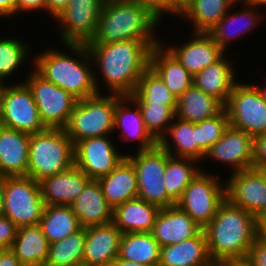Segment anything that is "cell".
<instances>
[{
	"instance_id": "34",
	"label": "cell",
	"mask_w": 266,
	"mask_h": 266,
	"mask_svg": "<svg viewBox=\"0 0 266 266\" xmlns=\"http://www.w3.org/2000/svg\"><path fill=\"white\" fill-rule=\"evenodd\" d=\"M158 144L173 157L198 161L197 123L175 117Z\"/></svg>"
},
{
	"instance_id": "18",
	"label": "cell",
	"mask_w": 266,
	"mask_h": 266,
	"mask_svg": "<svg viewBox=\"0 0 266 266\" xmlns=\"http://www.w3.org/2000/svg\"><path fill=\"white\" fill-rule=\"evenodd\" d=\"M189 40L174 43L161 40V43L177 58V60L194 77L210 64L218 61L226 52L217 45L208 33L188 32Z\"/></svg>"
},
{
	"instance_id": "12",
	"label": "cell",
	"mask_w": 266,
	"mask_h": 266,
	"mask_svg": "<svg viewBox=\"0 0 266 266\" xmlns=\"http://www.w3.org/2000/svg\"><path fill=\"white\" fill-rule=\"evenodd\" d=\"M28 72L30 73L25 72L23 82L31 90L44 126L63 129L78 100L64 89L45 80L33 68H29Z\"/></svg>"
},
{
	"instance_id": "11",
	"label": "cell",
	"mask_w": 266,
	"mask_h": 266,
	"mask_svg": "<svg viewBox=\"0 0 266 266\" xmlns=\"http://www.w3.org/2000/svg\"><path fill=\"white\" fill-rule=\"evenodd\" d=\"M243 81L240 79L233 87L224 106L229 125L252 137L266 134V98L254 83Z\"/></svg>"
},
{
	"instance_id": "23",
	"label": "cell",
	"mask_w": 266,
	"mask_h": 266,
	"mask_svg": "<svg viewBox=\"0 0 266 266\" xmlns=\"http://www.w3.org/2000/svg\"><path fill=\"white\" fill-rule=\"evenodd\" d=\"M202 228L177 205L161 208L151 231L161 247L196 236Z\"/></svg>"
},
{
	"instance_id": "20",
	"label": "cell",
	"mask_w": 266,
	"mask_h": 266,
	"mask_svg": "<svg viewBox=\"0 0 266 266\" xmlns=\"http://www.w3.org/2000/svg\"><path fill=\"white\" fill-rule=\"evenodd\" d=\"M121 237L112 221L85 228L83 266H110L119 254Z\"/></svg>"
},
{
	"instance_id": "50",
	"label": "cell",
	"mask_w": 266,
	"mask_h": 266,
	"mask_svg": "<svg viewBox=\"0 0 266 266\" xmlns=\"http://www.w3.org/2000/svg\"><path fill=\"white\" fill-rule=\"evenodd\" d=\"M213 266H251L246 258L240 259H222L213 262Z\"/></svg>"
},
{
	"instance_id": "36",
	"label": "cell",
	"mask_w": 266,
	"mask_h": 266,
	"mask_svg": "<svg viewBox=\"0 0 266 266\" xmlns=\"http://www.w3.org/2000/svg\"><path fill=\"white\" fill-rule=\"evenodd\" d=\"M200 171L201 163L197 160L173 157L166 152V167L163 181L168 196L177 203L181 199L185 188Z\"/></svg>"
},
{
	"instance_id": "10",
	"label": "cell",
	"mask_w": 266,
	"mask_h": 266,
	"mask_svg": "<svg viewBox=\"0 0 266 266\" xmlns=\"http://www.w3.org/2000/svg\"><path fill=\"white\" fill-rule=\"evenodd\" d=\"M126 157L136 170L139 198L160 209L176 205L168 196L163 181L166 151L159 144L148 150L135 151L134 154L127 153Z\"/></svg>"
},
{
	"instance_id": "28",
	"label": "cell",
	"mask_w": 266,
	"mask_h": 266,
	"mask_svg": "<svg viewBox=\"0 0 266 266\" xmlns=\"http://www.w3.org/2000/svg\"><path fill=\"white\" fill-rule=\"evenodd\" d=\"M150 67L176 98L193 86V76L162 43L152 47Z\"/></svg>"
},
{
	"instance_id": "31",
	"label": "cell",
	"mask_w": 266,
	"mask_h": 266,
	"mask_svg": "<svg viewBox=\"0 0 266 266\" xmlns=\"http://www.w3.org/2000/svg\"><path fill=\"white\" fill-rule=\"evenodd\" d=\"M23 266H44L47 261L49 242L40 225L18 228L10 248Z\"/></svg>"
},
{
	"instance_id": "40",
	"label": "cell",
	"mask_w": 266,
	"mask_h": 266,
	"mask_svg": "<svg viewBox=\"0 0 266 266\" xmlns=\"http://www.w3.org/2000/svg\"><path fill=\"white\" fill-rule=\"evenodd\" d=\"M136 104L140 109L147 131L159 142L175 118L176 106L153 104L152 102Z\"/></svg>"
},
{
	"instance_id": "16",
	"label": "cell",
	"mask_w": 266,
	"mask_h": 266,
	"mask_svg": "<svg viewBox=\"0 0 266 266\" xmlns=\"http://www.w3.org/2000/svg\"><path fill=\"white\" fill-rule=\"evenodd\" d=\"M213 160L231 173L253 168V137L229 125L222 137L206 152L203 162Z\"/></svg>"
},
{
	"instance_id": "15",
	"label": "cell",
	"mask_w": 266,
	"mask_h": 266,
	"mask_svg": "<svg viewBox=\"0 0 266 266\" xmlns=\"http://www.w3.org/2000/svg\"><path fill=\"white\" fill-rule=\"evenodd\" d=\"M225 180L226 199L256 218L266 214V179L259 169L230 173Z\"/></svg>"
},
{
	"instance_id": "52",
	"label": "cell",
	"mask_w": 266,
	"mask_h": 266,
	"mask_svg": "<svg viewBox=\"0 0 266 266\" xmlns=\"http://www.w3.org/2000/svg\"><path fill=\"white\" fill-rule=\"evenodd\" d=\"M110 266H156V265H147V264L136 263V262L134 263L132 261H128V260H125V259L120 258L119 256H117L112 261Z\"/></svg>"
},
{
	"instance_id": "4",
	"label": "cell",
	"mask_w": 266,
	"mask_h": 266,
	"mask_svg": "<svg viewBox=\"0 0 266 266\" xmlns=\"http://www.w3.org/2000/svg\"><path fill=\"white\" fill-rule=\"evenodd\" d=\"M213 262L246 258L257 234V218L225 199L204 228Z\"/></svg>"
},
{
	"instance_id": "41",
	"label": "cell",
	"mask_w": 266,
	"mask_h": 266,
	"mask_svg": "<svg viewBox=\"0 0 266 266\" xmlns=\"http://www.w3.org/2000/svg\"><path fill=\"white\" fill-rule=\"evenodd\" d=\"M228 126L225 108L218 115L197 123L198 162L201 165L206 152L222 137Z\"/></svg>"
},
{
	"instance_id": "44",
	"label": "cell",
	"mask_w": 266,
	"mask_h": 266,
	"mask_svg": "<svg viewBox=\"0 0 266 266\" xmlns=\"http://www.w3.org/2000/svg\"><path fill=\"white\" fill-rule=\"evenodd\" d=\"M266 166V134L253 137V168Z\"/></svg>"
},
{
	"instance_id": "56",
	"label": "cell",
	"mask_w": 266,
	"mask_h": 266,
	"mask_svg": "<svg viewBox=\"0 0 266 266\" xmlns=\"http://www.w3.org/2000/svg\"><path fill=\"white\" fill-rule=\"evenodd\" d=\"M259 170L263 173V175H264V177H265V179H266V166L260 168Z\"/></svg>"
},
{
	"instance_id": "19",
	"label": "cell",
	"mask_w": 266,
	"mask_h": 266,
	"mask_svg": "<svg viewBox=\"0 0 266 266\" xmlns=\"http://www.w3.org/2000/svg\"><path fill=\"white\" fill-rule=\"evenodd\" d=\"M115 133L120 142L136 143V151L148 150L158 144L147 131L138 105L129 96L116 94L113 134Z\"/></svg>"
},
{
	"instance_id": "14",
	"label": "cell",
	"mask_w": 266,
	"mask_h": 266,
	"mask_svg": "<svg viewBox=\"0 0 266 266\" xmlns=\"http://www.w3.org/2000/svg\"><path fill=\"white\" fill-rule=\"evenodd\" d=\"M113 136L82 139L75 144V165L89 179L97 180L109 174L126 157V153H123L120 150L121 147L117 146V140L111 138Z\"/></svg>"
},
{
	"instance_id": "38",
	"label": "cell",
	"mask_w": 266,
	"mask_h": 266,
	"mask_svg": "<svg viewBox=\"0 0 266 266\" xmlns=\"http://www.w3.org/2000/svg\"><path fill=\"white\" fill-rule=\"evenodd\" d=\"M85 228L67 238L49 244L44 266H83Z\"/></svg>"
},
{
	"instance_id": "17",
	"label": "cell",
	"mask_w": 266,
	"mask_h": 266,
	"mask_svg": "<svg viewBox=\"0 0 266 266\" xmlns=\"http://www.w3.org/2000/svg\"><path fill=\"white\" fill-rule=\"evenodd\" d=\"M235 4L241 5L243 8L233 10V7L236 8ZM260 10L262 11L263 9L257 8L244 0H237L229 12L207 33L227 53L231 46L230 44L236 43L235 40L246 38L247 33V35L254 33L255 28L257 27L256 29H258V25H262L261 22H263L262 20L266 13Z\"/></svg>"
},
{
	"instance_id": "35",
	"label": "cell",
	"mask_w": 266,
	"mask_h": 266,
	"mask_svg": "<svg viewBox=\"0 0 266 266\" xmlns=\"http://www.w3.org/2000/svg\"><path fill=\"white\" fill-rule=\"evenodd\" d=\"M39 225L49 244L63 240L82 227L70 206L45 205Z\"/></svg>"
},
{
	"instance_id": "6",
	"label": "cell",
	"mask_w": 266,
	"mask_h": 266,
	"mask_svg": "<svg viewBox=\"0 0 266 266\" xmlns=\"http://www.w3.org/2000/svg\"><path fill=\"white\" fill-rule=\"evenodd\" d=\"M115 109L116 94L98 93L78 100L63 130L74 145L82 139L113 135Z\"/></svg>"
},
{
	"instance_id": "13",
	"label": "cell",
	"mask_w": 266,
	"mask_h": 266,
	"mask_svg": "<svg viewBox=\"0 0 266 266\" xmlns=\"http://www.w3.org/2000/svg\"><path fill=\"white\" fill-rule=\"evenodd\" d=\"M103 3L104 0H70L54 19L59 44L90 42L96 33Z\"/></svg>"
},
{
	"instance_id": "5",
	"label": "cell",
	"mask_w": 266,
	"mask_h": 266,
	"mask_svg": "<svg viewBox=\"0 0 266 266\" xmlns=\"http://www.w3.org/2000/svg\"><path fill=\"white\" fill-rule=\"evenodd\" d=\"M75 165V145L63 129L30 134L27 177L40 181Z\"/></svg>"
},
{
	"instance_id": "37",
	"label": "cell",
	"mask_w": 266,
	"mask_h": 266,
	"mask_svg": "<svg viewBox=\"0 0 266 266\" xmlns=\"http://www.w3.org/2000/svg\"><path fill=\"white\" fill-rule=\"evenodd\" d=\"M160 249L151 232L122 233L118 256L134 263L158 266Z\"/></svg>"
},
{
	"instance_id": "42",
	"label": "cell",
	"mask_w": 266,
	"mask_h": 266,
	"mask_svg": "<svg viewBox=\"0 0 266 266\" xmlns=\"http://www.w3.org/2000/svg\"><path fill=\"white\" fill-rule=\"evenodd\" d=\"M137 2L141 6L147 8L158 20L162 21L165 16L179 17L182 6L176 0H130ZM168 13V14H167ZM167 14V15H166ZM174 15V16H173Z\"/></svg>"
},
{
	"instance_id": "55",
	"label": "cell",
	"mask_w": 266,
	"mask_h": 266,
	"mask_svg": "<svg viewBox=\"0 0 266 266\" xmlns=\"http://www.w3.org/2000/svg\"><path fill=\"white\" fill-rule=\"evenodd\" d=\"M266 77H265V79H263V82L262 83H259V82H257L256 83V81L254 82L255 84H254V86L259 90V92L261 93V94H263V96L266 98ZM265 81V82H264ZM263 83H265V85L263 84ZM261 84H263V85H261Z\"/></svg>"
},
{
	"instance_id": "49",
	"label": "cell",
	"mask_w": 266,
	"mask_h": 266,
	"mask_svg": "<svg viewBox=\"0 0 266 266\" xmlns=\"http://www.w3.org/2000/svg\"><path fill=\"white\" fill-rule=\"evenodd\" d=\"M0 266H23L15 253L9 248L0 251Z\"/></svg>"
},
{
	"instance_id": "32",
	"label": "cell",
	"mask_w": 266,
	"mask_h": 266,
	"mask_svg": "<svg viewBox=\"0 0 266 266\" xmlns=\"http://www.w3.org/2000/svg\"><path fill=\"white\" fill-rule=\"evenodd\" d=\"M223 109L224 105L220 101L193 85L177 98L175 117L198 123L218 115Z\"/></svg>"
},
{
	"instance_id": "1",
	"label": "cell",
	"mask_w": 266,
	"mask_h": 266,
	"mask_svg": "<svg viewBox=\"0 0 266 266\" xmlns=\"http://www.w3.org/2000/svg\"><path fill=\"white\" fill-rule=\"evenodd\" d=\"M159 43L161 41L127 40L86 44L93 68L99 70L97 72L94 69V81L98 93L108 91V94L131 95L143 73L150 67L152 47ZM101 84L105 87H101Z\"/></svg>"
},
{
	"instance_id": "48",
	"label": "cell",
	"mask_w": 266,
	"mask_h": 266,
	"mask_svg": "<svg viewBox=\"0 0 266 266\" xmlns=\"http://www.w3.org/2000/svg\"><path fill=\"white\" fill-rule=\"evenodd\" d=\"M70 0H46L47 14L55 19L69 4Z\"/></svg>"
},
{
	"instance_id": "54",
	"label": "cell",
	"mask_w": 266,
	"mask_h": 266,
	"mask_svg": "<svg viewBox=\"0 0 266 266\" xmlns=\"http://www.w3.org/2000/svg\"><path fill=\"white\" fill-rule=\"evenodd\" d=\"M245 2L254 5L257 8H262L266 12V0H244ZM263 6V7H262ZM265 6V7H264Z\"/></svg>"
},
{
	"instance_id": "33",
	"label": "cell",
	"mask_w": 266,
	"mask_h": 266,
	"mask_svg": "<svg viewBox=\"0 0 266 266\" xmlns=\"http://www.w3.org/2000/svg\"><path fill=\"white\" fill-rule=\"evenodd\" d=\"M9 36L10 37L7 35L3 37L0 36V85L13 82L15 76L17 75L18 77L20 74L18 71L25 72L24 70L22 71V67L26 70L33 66V62L31 63V61H33L32 53L34 52L31 51L33 48L30 46V42L28 41L26 43V39H24V41L22 39L20 40V38L18 39V37L16 38V36ZM28 58L29 60L31 59L28 61L29 63L26 62ZM24 64H27L28 67H26V65L23 66ZM10 78H13V80H10Z\"/></svg>"
},
{
	"instance_id": "9",
	"label": "cell",
	"mask_w": 266,
	"mask_h": 266,
	"mask_svg": "<svg viewBox=\"0 0 266 266\" xmlns=\"http://www.w3.org/2000/svg\"><path fill=\"white\" fill-rule=\"evenodd\" d=\"M44 207L37 181L27 176L4 177L3 215L18 228L38 225Z\"/></svg>"
},
{
	"instance_id": "7",
	"label": "cell",
	"mask_w": 266,
	"mask_h": 266,
	"mask_svg": "<svg viewBox=\"0 0 266 266\" xmlns=\"http://www.w3.org/2000/svg\"><path fill=\"white\" fill-rule=\"evenodd\" d=\"M219 174L201 168L176 203L202 229L211 222L220 204L226 199L225 180Z\"/></svg>"
},
{
	"instance_id": "2",
	"label": "cell",
	"mask_w": 266,
	"mask_h": 266,
	"mask_svg": "<svg viewBox=\"0 0 266 266\" xmlns=\"http://www.w3.org/2000/svg\"><path fill=\"white\" fill-rule=\"evenodd\" d=\"M66 51L46 47L33 55L32 68L45 80L70 93L77 100L98 94L94 68L86 44H60ZM70 51V53H69Z\"/></svg>"
},
{
	"instance_id": "8",
	"label": "cell",
	"mask_w": 266,
	"mask_h": 266,
	"mask_svg": "<svg viewBox=\"0 0 266 266\" xmlns=\"http://www.w3.org/2000/svg\"><path fill=\"white\" fill-rule=\"evenodd\" d=\"M16 80L0 85L1 125L27 134L43 132L47 128L40 119L31 90L22 78Z\"/></svg>"
},
{
	"instance_id": "43",
	"label": "cell",
	"mask_w": 266,
	"mask_h": 266,
	"mask_svg": "<svg viewBox=\"0 0 266 266\" xmlns=\"http://www.w3.org/2000/svg\"><path fill=\"white\" fill-rule=\"evenodd\" d=\"M18 227L6 216H0V251L9 249L17 235Z\"/></svg>"
},
{
	"instance_id": "46",
	"label": "cell",
	"mask_w": 266,
	"mask_h": 266,
	"mask_svg": "<svg viewBox=\"0 0 266 266\" xmlns=\"http://www.w3.org/2000/svg\"><path fill=\"white\" fill-rule=\"evenodd\" d=\"M44 10V11H43ZM42 11L46 12L47 14V6H46V0H17L16 4V16L19 17V14L23 16V13L34 14L36 12V15L39 14V12ZM30 12V13H29Z\"/></svg>"
},
{
	"instance_id": "26",
	"label": "cell",
	"mask_w": 266,
	"mask_h": 266,
	"mask_svg": "<svg viewBox=\"0 0 266 266\" xmlns=\"http://www.w3.org/2000/svg\"><path fill=\"white\" fill-rule=\"evenodd\" d=\"M70 207L83 228L109 223L113 219V208L105 200L98 180L91 179Z\"/></svg>"
},
{
	"instance_id": "39",
	"label": "cell",
	"mask_w": 266,
	"mask_h": 266,
	"mask_svg": "<svg viewBox=\"0 0 266 266\" xmlns=\"http://www.w3.org/2000/svg\"><path fill=\"white\" fill-rule=\"evenodd\" d=\"M129 97L135 103L164 104L176 106L177 98L166 87L159 75L149 67L139 79L138 85Z\"/></svg>"
},
{
	"instance_id": "53",
	"label": "cell",
	"mask_w": 266,
	"mask_h": 266,
	"mask_svg": "<svg viewBox=\"0 0 266 266\" xmlns=\"http://www.w3.org/2000/svg\"><path fill=\"white\" fill-rule=\"evenodd\" d=\"M4 208V177H0V216L3 215Z\"/></svg>"
},
{
	"instance_id": "29",
	"label": "cell",
	"mask_w": 266,
	"mask_h": 266,
	"mask_svg": "<svg viewBox=\"0 0 266 266\" xmlns=\"http://www.w3.org/2000/svg\"><path fill=\"white\" fill-rule=\"evenodd\" d=\"M159 210L137 197L115 207L112 222L122 233L151 232Z\"/></svg>"
},
{
	"instance_id": "22",
	"label": "cell",
	"mask_w": 266,
	"mask_h": 266,
	"mask_svg": "<svg viewBox=\"0 0 266 266\" xmlns=\"http://www.w3.org/2000/svg\"><path fill=\"white\" fill-rule=\"evenodd\" d=\"M231 60L232 57L225 53L218 61L208 65L193 77V85L196 88L214 97L224 106L233 87L239 82V79L236 78L238 74L235 72L236 68L234 69L235 64H233L235 60Z\"/></svg>"
},
{
	"instance_id": "45",
	"label": "cell",
	"mask_w": 266,
	"mask_h": 266,
	"mask_svg": "<svg viewBox=\"0 0 266 266\" xmlns=\"http://www.w3.org/2000/svg\"><path fill=\"white\" fill-rule=\"evenodd\" d=\"M246 259L251 266H266V244L256 238L248 250Z\"/></svg>"
},
{
	"instance_id": "25",
	"label": "cell",
	"mask_w": 266,
	"mask_h": 266,
	"mask_svg": "<svg viewBox=\"0 0 266 266\" xmlns=\"http://www.w3.org/2000/svg\"><path fill=\"white\" fill-rule=\"evenodd\" d=\"M158 266H213L204 229L181 243L161 247Z\"/></svg>"
},
{
	"instance_id": "21",
	"label": "cell",
	"mask_w": 266,
	"mask_h": 266,
	"mask_svg": "<svg viewBox=\"0 0 266 266\" xmlns=\"http://www.w3.org/2000/svg\"><path fill=\"white\" fill-rule=\"evenodd\" d=\"M76 165L38 181L45 205L71 206L90 181Z\"/></svg>"
},
{
	"instance_id": "47",
	"label": "cell",
	"mask_w": 266,
	"mask_h": 266,
	"mask_svg": "<svg viewBox=\"0 0 266 266\" xmlns=\"http://www.w3.org/2000/svg\"><path fill=\"white\" fill-rule=\"evenodd\" d=\"M16 4L17 0H0V19L2 18L1 20H6V22L7 19H15Z\"/></svg>"
},
{
	"instance_id": "27",
	"label": "cell",
	"mask_w": 266,
	"mask_h": 266,
	"mask_svg": "<svg viewBox=\"0 0 266 266\" xmlns=\"http://www.w3.org/2000/svg\"><path fill=\"white\" fill-rule=\"evenodd\" d=\"M97 180L101 185L105 200L113 209L138 197L136 170L127 157L123 158L109 174Z\"/></svg>"
},
{
	"instance_id": "3",
	"label": "cell",
	"mask_w": 266,
	"mask_h": 266,
	"mask_svg": "<svg viewBox=\"0 0 266 266\" xmlns=\"http://www.w3.org/2000/svg\"><path fill=\"white\" fill-rule=\"evenodd\" d=\"M160 24L164 26L147 8L137 2L104 0L96 33L87 44L127 40L161 41L158 33Z\"/></svg>"
},
{
	"instance_id": "30",
	"label": "cell",
	"mask_w": 266,
	"mask_h": 266,
	"mask_svg": "<svg viewBox=\"0 0 266 266\" xmlns=\"http://www.w3.org/2000/svg\"><path fill=\"white\" fill-rule=\"evenodd\" d=\"M237 0H188L181 9L180 20L192 26L189 31L209 32L229 12ZM192 29V30H191Z\"/></svg>"
},
{
	"instance_id": "51",
	"label": "cell",
	"mask_w": 266,
	"mask_h": 266,
	"mask_svg": "<svg viewBox=\"0 0 266 266\" xmlns=\"http://www.w3.org/2000/svg\"><path fill=\"white\" fill-rule=\"evenodd\" d=\"M256 238L266 244V214L257 218Z\"/></svg>"
},
{
	"instance_id": "24",
	"label": "cell",
	"mask_w": 266,
	"mask_h": 266,
	"mask_svg": "<svg viewBox=\"0 0 266 266\" xmlns=\"http://www.w3.org/2000/svg\"><path fill=\"white\" fill-rule=\"evenodd\" d=\"M30 134L0 125L1 177L27 176Z\"/></svg>"
},
{
	"instance_id": "57",
	"label": "cell",
	"mask_w": 266,
	"mask_h": 266,
	"mask_svg": "<svg viewBox=\"0 0 266 266\" xmlns=\"http://www.w3.org/2000/svg\"><path fill=\"white\" fill-rule=\"evenodd\" d=\"M181 6H183L188 0H176Z\"/></svg>"
}]
</instances>
